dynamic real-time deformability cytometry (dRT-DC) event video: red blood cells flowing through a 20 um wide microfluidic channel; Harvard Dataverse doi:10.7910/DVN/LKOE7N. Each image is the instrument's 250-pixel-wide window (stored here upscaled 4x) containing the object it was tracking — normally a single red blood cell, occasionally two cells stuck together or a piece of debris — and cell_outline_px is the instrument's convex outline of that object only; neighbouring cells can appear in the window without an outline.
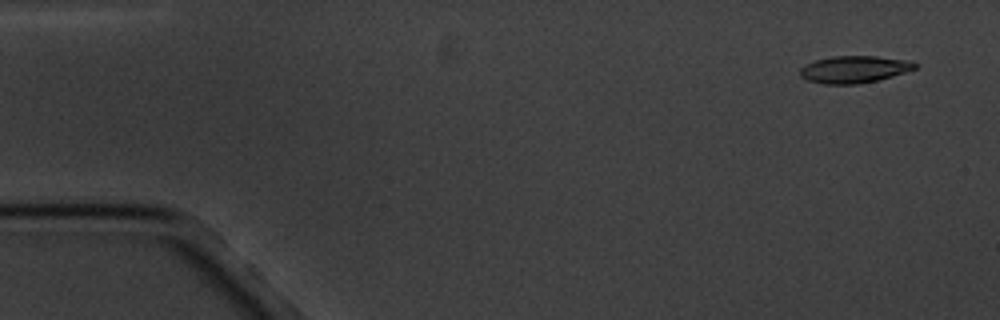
{"species": "common noctule bat (a hibernating species)", "species_latin": "Nyctalus noctula", "temperature_condition": "cold", "stored_images_in_passage": 4, "camera_frame_rate_fps": 3000, "um_per_image_px": 0.085, "animal": {"sex": "male", "body_mass_g": 20.1, "forearm_length_mm": 53.5}, "frame": {"image": 1, "passage_image": 1, "time_ms": 0.0, "image_size_px": [1000, 320], "cell_outline_px": [[916, 68], [880, 80], [856, 84], [824, 84], [808, 80], [800, 76], [800, 68], [804, 64], [816, 60], [832, 56], [876, 56], [908, 60], [916, 64]], "centroid_in_image_um": [72.57, 5.89], "position_along_channel_um": 12.4, "area_um2": 18.09}}
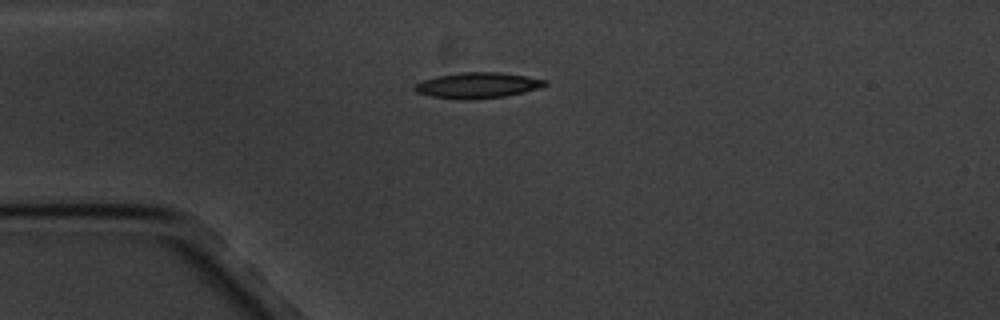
{"frame": {"image": 2, "passage_image": 4, "time_ms": 3.667, "image_size_px": [1000, 320], "cell_outline_px": [[548, 84], [540, 88], [524, 92], [504, 96], [472, 100], [460, 100], [432, 96], [416, 92], [412, 88], [412, 84], [436, 76], [460, 72], [500, 72], [548, 80]], "centroid_in_image_um": [40.57, 7.25], "position_along_channel_um": 44.4, "area_um2": 19.71}}